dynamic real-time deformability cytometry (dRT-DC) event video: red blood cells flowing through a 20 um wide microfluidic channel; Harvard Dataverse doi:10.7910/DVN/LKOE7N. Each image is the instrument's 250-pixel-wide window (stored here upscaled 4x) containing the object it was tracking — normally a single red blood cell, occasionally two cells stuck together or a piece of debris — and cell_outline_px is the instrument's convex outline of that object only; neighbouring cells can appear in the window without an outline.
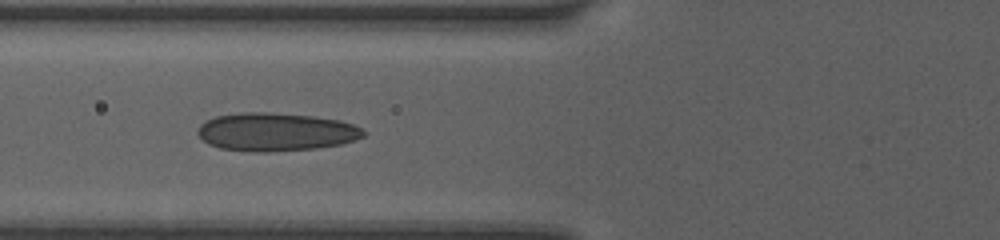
{"species": "human", "species_latin": "Homo sapiens", "temperature_condition": "room temperature", "stored_images_in_passage": 34, "camera_frame_rate_fps": 3000, "um_per_image_px": 0.085, "donor": {"sex": "female"}, "frame": {"image": 1, "passage_image": 2, "time_ms": 0.667, "image_size_px": [1000, 240], "cell_outline_px": [[368, 132], [364, 136], [356, 140], [340, 144], [316, 148], [268, 152], [252, 152], [220, 148], [208, 144], [196, 132], [200, 124], [216, 116], [240, 112], [268, 112], [312, 116], [340, 120], [352, 124]], "centroid_in_image_um": [23.45, 11.21], "position_along_channel_um": 102.3, "area_um2": 36.99}}
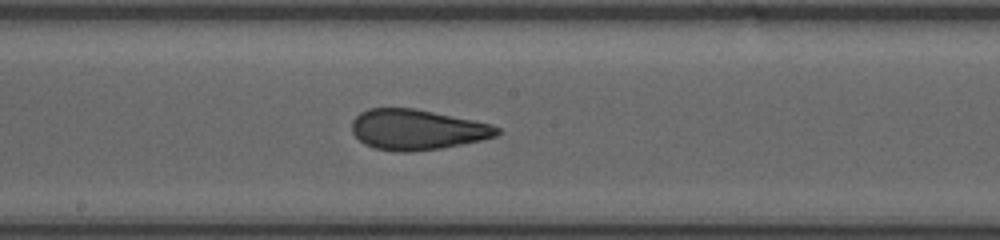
{"frame": {"image": 2, "passage_image": 14, "time_ms": 3.333, "image_size_px": [1000, 240], "cell_outline_px": [[500, 132], [496, 136], [480, 140], [440, 148], [408, 152], [400, 152], [376, 148], [364, 144], [352, 132], [352, 120], [360, 112], [368, 108], [412, 108], [492, 124], [500, 128]], "centroid_in_image_um": [35.42, 11.01], "position_along_channel_um": 212.8, "area_um2": 33.81}}
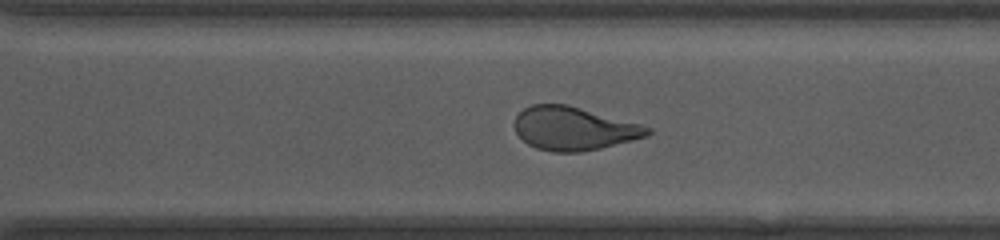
{"frame": {"image": 3, "passage_image": 22, "time_ms": 6.0, "image_size_px": [1000, 240], "cell_outline_px": [[652, 132], [648, 136], [600, 148], [580, 152], [552, 152], [536, 148], [528, 144], [516, 132], [512, 124], [516, 116], [524, 108], [532, 104], [568, 104], [640, 124], [652, 128]], "centroid_in_image_um": [48.75, 10.92], "position_along_channel_um": 321.9, "area_um2": 33.64}, "authors_computed_cell_mechanics": {"area_um2": 34.0442, "velocity_mm_per_s": 4.1164, "shape_relaxation_time_tau1_ms": 10.0643, "shape_relaxation_time_tau2_ms": 0.9769, "deformation_change_tau1": 0.2469, "deformation_change_tau2": 0.0645}}